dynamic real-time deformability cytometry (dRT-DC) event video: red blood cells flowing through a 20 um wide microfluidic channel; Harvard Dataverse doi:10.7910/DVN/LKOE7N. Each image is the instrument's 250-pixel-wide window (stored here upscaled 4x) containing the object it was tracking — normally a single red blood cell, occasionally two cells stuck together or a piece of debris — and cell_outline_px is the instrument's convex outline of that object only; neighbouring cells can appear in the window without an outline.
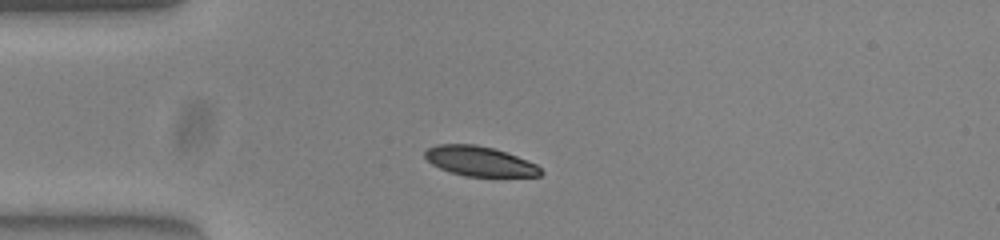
{"species": "common noctule bat (a hibernating species)", "species_latin": "Nyctalus noctula", "temperature_condition": "warm", "stored_images_in_passage": 40, "camera_frame_rate_fps": 3000, "um_per_image_px": 0.085, "animal": {"sex": "female", "body_mass_g": 23.0, "forearm_length_mm": 53.4}, "frame": {"image": 1, "passage_image": 1, "time_ms": 0.0, "image_size_px": [1000, 240], "cell_outline_px": [[544, 172], [540, 176], [464, 176], [440, 168], [432, 164], [424, 156], [424, 152], [428, 148], [436, 144], [476, 144], [496, 148], [536, 164]], "centroid_in_image_um": [40.77, 13.69], "position_along_channel_um": 44.2, "area_um2": 20.06}}
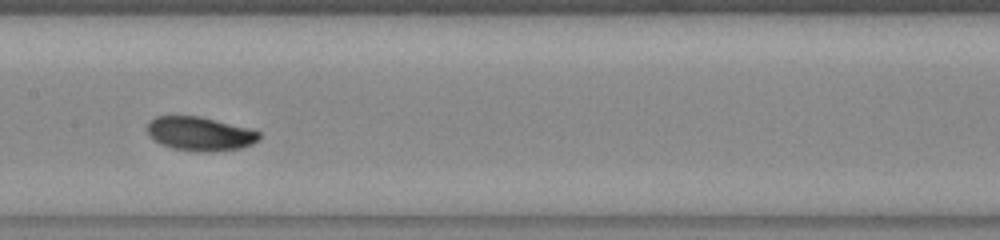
{"frame": {"image": 2, "passage_image": 14, "time_ms": 4.333, "image_size_px": [1000, 240], "cell_outline_px": [[260, 136], [252, 144], [240, 148], [212, 152], [196, 152], [172, 148], [160, 144], [148, 136], [144, 128], [148, 120], [156, 116], [200, 116], [248, 128], [260, 132]], "centroid_in_image_um": [16.91, 11.37], "position_along_channel_um": 190.5, "area_um2": 22.43}}
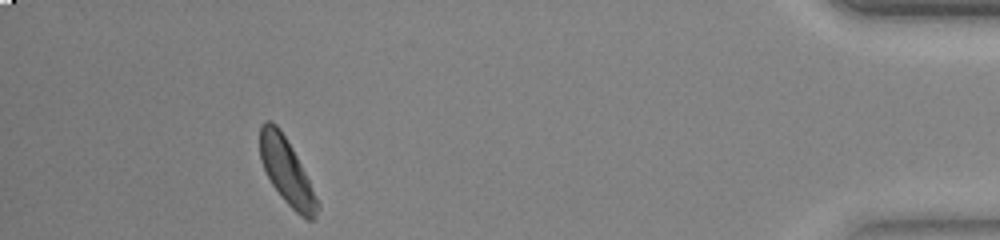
{"frame": {"image": 3, "passage_image": 36, "time_ms": 11.667, "image_size_px": [1000, 240], "cell_outline_px": [[320, 208], [312, 220], [308, 220], [300, 216], [284, 200], [272, 184], [260, 160], [260, 124], [264, 120], [268, 120], [276, 124], [292, 148], [320, 204]], "centroid_in_image_um": [24.35, 14.58], "position_along_channel_um": 410.8, "area_um2": 21.56}, "authors_computed_cell_mechanics": {"area_um2": 21.964, "velocity_mm_per_s": 3.8518, "shape_relaxation_time_tau1_ms": 4.0445, "shape_relaxation_time_tau2_ms": null, "deformation_change_tau1": 0.1651, "deformation_change_tau2": null}}